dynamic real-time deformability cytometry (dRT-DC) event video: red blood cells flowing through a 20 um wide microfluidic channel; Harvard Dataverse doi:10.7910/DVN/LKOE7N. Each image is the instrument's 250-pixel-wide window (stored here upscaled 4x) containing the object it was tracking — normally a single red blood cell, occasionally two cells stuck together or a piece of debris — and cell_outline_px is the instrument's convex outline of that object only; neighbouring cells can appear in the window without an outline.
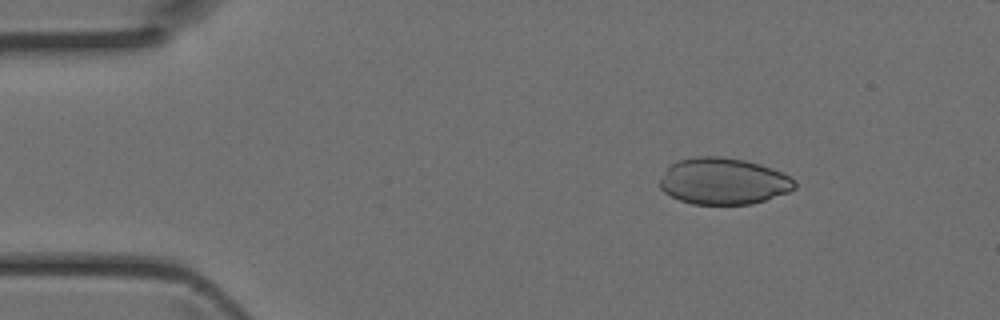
{"species": "Egyptian fruit bat (a non-hibernating species)", "species_latin": "Rousettus aegyptiacus", "temperature_condition": "room temperature", "stored_images_in_passage": 42, "camera_frame_rate_fps": 3000, "um_per_image_px": 0.085, "animal": {"sex": "female"}, "frame": {"image": 1, "passage_image": 4, "time_ms": 1.0, "image_size_px": [1000, 320], "cell_outline_px": [[796, 188], [788, 192], [752, 204], [692, 204], [680, 200], [664, 192], [660, 188], [660, 180], [668, 168], [676, 160], [696, 156], [720, 156], [744, 160], [760, 164], [784, 172], [796, 180]], "centroid_in_image_um": [61.52, 15.39], "position_along_channel_um": 23.5, "area_um2": 36.65}}